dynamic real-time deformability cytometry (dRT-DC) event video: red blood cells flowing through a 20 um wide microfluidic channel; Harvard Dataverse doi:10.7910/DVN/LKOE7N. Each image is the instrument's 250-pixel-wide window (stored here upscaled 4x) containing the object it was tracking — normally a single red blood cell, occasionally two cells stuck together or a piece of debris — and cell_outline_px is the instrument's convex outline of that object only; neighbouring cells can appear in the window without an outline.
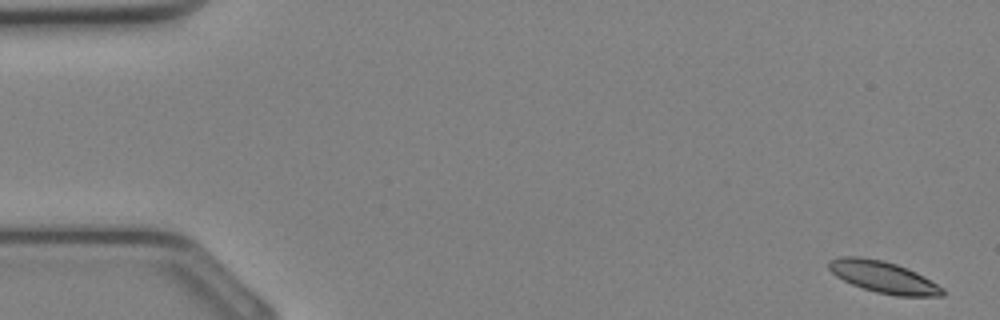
{"species": "Egyptian fruit bat (a non-hibernating species)", "species_latin": "Rousettus aegyptiacus", "temperature_condition": "cold", "stored_images_in_passage": 35, "camera_frame_rate_fps": 3000, "um_per_image_px": 0.085, "animal": {"sex": "female"}, "frame": {"image": 1, "passage_image": 1, "time_ms": 0.0, "image_size_px": [1000, 320], "cell_outline_px": [[944, 296], [896, 296], [876, 292], [852, 284], [836, 276], [828, 268], [828, 260], [840, 256], [860, 256], [884, 260], [896, 264], [916, 272], [924, 276], [944, 288]], "centroid_in_image_um": [75.08, 23.54], "position_along_channel_um": 9.9, "area_um2": 21.04}}
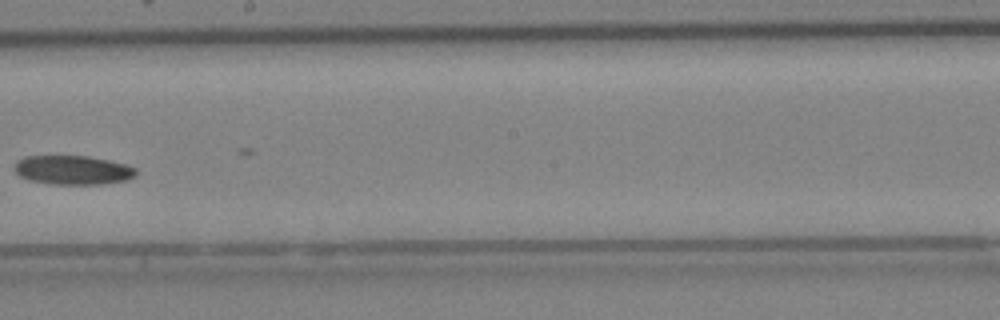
{"frame": {"image": 2, "passage_image": 20, "time_ms": 6.333, "image_size_px": [1000, 320], "cell_outline_px": [[136, 176], [124, 180], [100, 184], [52, 184], [32, 180], [20, 176], [16, 172], [16, 160], [24, 156], [88, 156], [108, 160], [124, 164], [136, 168]], "centroid_in_image_um": [6.19, 14.44], "position_along_channel_um": 242.0, "area_um2": 20.35}}
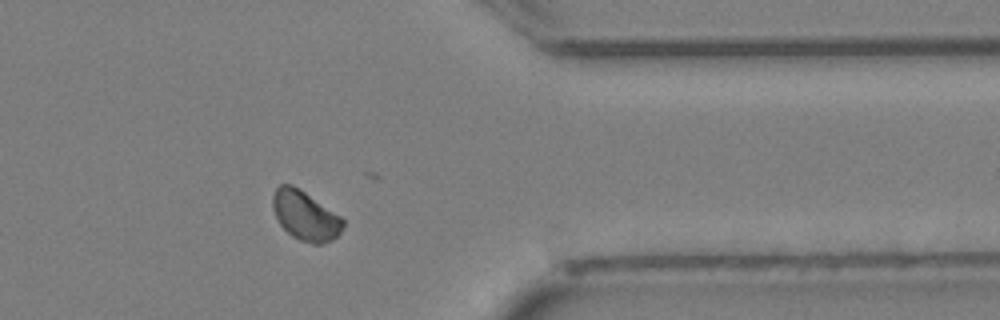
{"frame": {"image": 3, "passage_image": 28, "time_ms": 9.0, "image_size_px": [1000, 320], "cell_outline_px": [[344, 224], [340, 232], [332, 240], [320, 244], [312, 244], [300, 240], [292, 236], [280, 224], [272, 208], [272, 196], [276, 188], [280, 184], [292, 184], [300, 188], [340, 216], [344, 220]], "centroid_in_image_um": [25.93, 18.31], "position_along_channel_um": 385.5, "area_um2": 20.17}}